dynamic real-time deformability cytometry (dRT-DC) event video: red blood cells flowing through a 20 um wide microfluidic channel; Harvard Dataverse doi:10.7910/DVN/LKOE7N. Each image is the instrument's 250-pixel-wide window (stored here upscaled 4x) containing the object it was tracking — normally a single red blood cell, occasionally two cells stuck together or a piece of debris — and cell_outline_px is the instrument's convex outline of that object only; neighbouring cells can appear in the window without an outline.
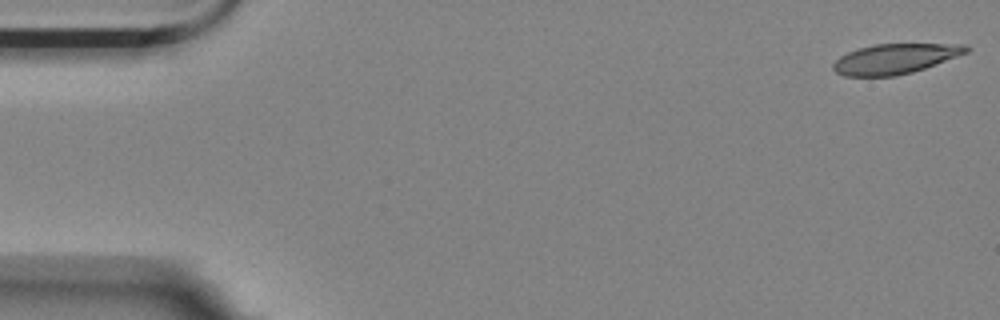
{"species": "Egyptian fruit bat (a non-hibernating species)", "species_latin": "Rousettus aegyptiacus", "temperature_condition": "room temperature", "stored_images_in_passage": 15, "camera_frame_rate_fps": 3000, "um_per_image_px": 0.085, "animal": {"sex": "female"}, "frame": {"image": 1, "passage_image": 1, "time_ms": 0.0, "image_size_px": [1000, 320], "cell_outline_px": [[972, 48], [968, 52], [924, 68], [912, 72], [896, 76], [844, 76], [836, 72], [832, 68], [832, 64], [840, 56], [848, 52], [860, 48], [876, 44], [968, 44]], "centroid_in_image_um": [76.09, 4.99], "position_along_channel_um": 8.9, "area_um2": 23.18}}
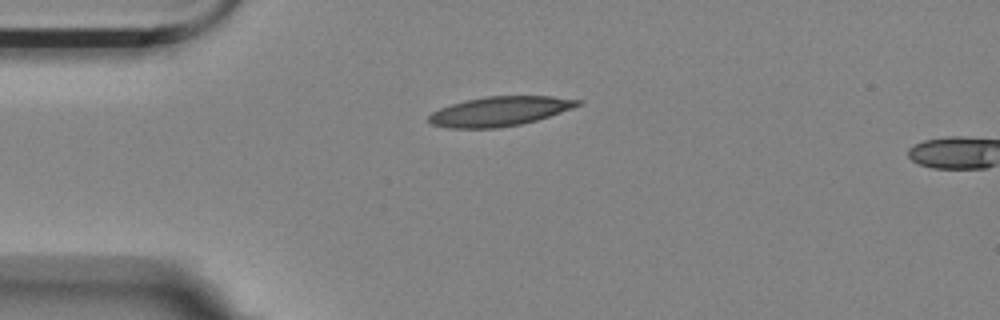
{"frame": {"image": 2, "passage_image": 13, "time_ms": 4.0, "image_size_px": [1000, 320], "cell_outline_px": [[584, 100], [580, 104], [572, 108], [536, 120], [520, 124], [496, 128], [448, 128], [432, 124], [428, 120], [428, 116], [432, 112], [440, 108], [452, 104], [468, 100], [488, 96], [552, 96]], "centroid_in_image_um": [42.47, 9.46], "position_along_channel_um": 42.5, "area_um2": 25.32}}